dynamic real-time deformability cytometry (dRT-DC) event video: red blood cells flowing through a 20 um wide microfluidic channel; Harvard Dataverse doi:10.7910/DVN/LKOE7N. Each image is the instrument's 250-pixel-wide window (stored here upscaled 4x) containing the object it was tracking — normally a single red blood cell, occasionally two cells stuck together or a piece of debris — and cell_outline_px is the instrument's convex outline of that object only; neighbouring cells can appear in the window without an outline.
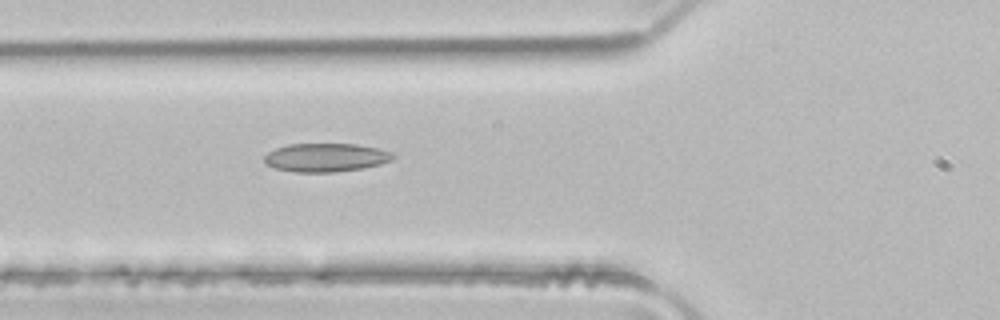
{"species": "common noctule bat (a hibernating species)", "species_latin": "Nyctalus noctula", "temperature_condition": "room temperature", "stored_images_in_passage": 5, "camera_frame_rate_fps": 3000, "um_per_image_px": 0.085, "animal": {"sex": "male", "body_mass_g": 21.5, "forearm_length_mm": 52.0}, "frame": {"image": 1, "passage_image": 5, "time_ms": 1.333, "image_size_px": [1000, 320], "cell_outline_px": [[396, 156], [392, 160], [380, 164], [364, 168], [336, 172], [296, 172], [276, 168], [264, 164], [264, 156], [268, 152], [276, 148], [288, 144], [356, 144], [376, 148], [392, 152]], "centroid_in_image_um": [27.69, 13.39], "position_along_channel_um": 98.1, "area_um2": 21.44}}